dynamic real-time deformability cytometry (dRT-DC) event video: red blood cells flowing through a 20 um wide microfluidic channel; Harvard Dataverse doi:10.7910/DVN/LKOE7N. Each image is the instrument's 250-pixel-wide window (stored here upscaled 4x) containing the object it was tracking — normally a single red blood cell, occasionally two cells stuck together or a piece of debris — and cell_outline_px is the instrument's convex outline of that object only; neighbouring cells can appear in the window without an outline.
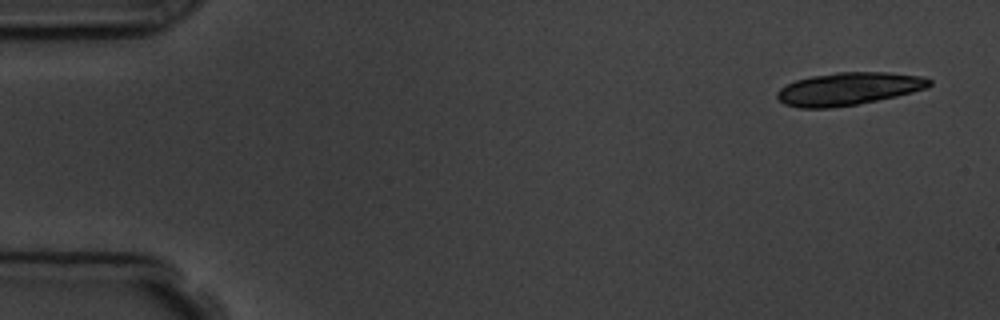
{"species": "common noctule bat (a hibernating species)", "species_latin": "Nyctalus noctula", "temperature_condition": "room temperature", "stored_images_in_passage": 5, "camera_frame_rate_fps": 3000, "um_per_image_px": 0.085, "animal": {"sex": "male", "body_mass_g": 19.5, "forearm_length_mm": 54.6}, "frame": {"image": 1, "passage_image": 1, "time_ms": 0.0, "image_size_px": [1000, 320], "cell_outline_px": [[932, 84], [928, 88], [896, 96], [856, 104], [832, 108], [800, 108], [784, 104], [776, 96], [776, 92], [780, 88], [796, 80], [812, 76], [836, 72], [888, 72], [920, 76], [932, 80]], "centroid_in_image_um": [72.12, 7.54], "position_along_channel_um": 12.9, "area_um2": 28.96}}